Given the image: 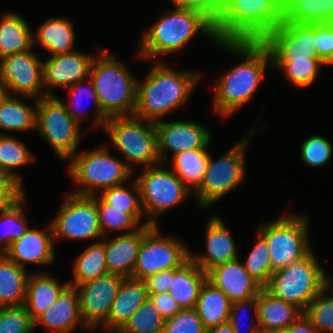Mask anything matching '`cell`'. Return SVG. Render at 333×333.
Segmentation results:
<instances>
[{
    "label": "cell",
    "instance_id": "obj_1",
    "mask_svg": "<svg viewBox=\"0 0 333 333\" xmlns=\"http://www.w3.org/2000/svg\"><path fill=\"white\" fill-rule=\"evenodd\" d=\"M215 45L243 60L225 71L214 83L213 111L227 118L252 99L266 69L272 68V59L261 41L219 40Z\"/></svg>",
    "mask_w": 333,
    "mask_h": 333
},
{
    "label": "cell",
    "instance_id": "obj_2",
    "mask_svg": "<svg viewBox=\"0 0 333 333\" xmlns=\"http://www.w3.org/2000/svg\"><path fill=\"white\" fill-rule=\"evenodd\" d=\"M198 33L212 44L219 41L214 28V15L199 8L173 7L147 27L136 56L163 61L158 57L180 52Z\"/></svg>",
    "mask_w": 333,
    "mask_h": 333
},
{
    "label": "cell",
    "instance_id": "obj_3",
    "mask_svg": "<svg viewBox=\"0 0 333 333\" xmlns=\"http://www.w3.org/2000/svg\"><path fill=\"white\" fill-rule=\"evenodd\" d=\"M151 67L145 79L138 80L133 116L156 122L188 101L203 74L176 70L165 61H153Z\"/></svg>",
    "mask_w": 333,
    "mask_h": 333
},
{
    "label": "cell",
    "instance_id": "obj_4",
    "mask_svg": "<svg viewBox=\"0 0 333 333\" xmlns=\"http://www.w3.org/2000/svg\"><path fill=\"white\" fill-rule=\"evenodd\" d=\"M283 22L279 0H217L216 36L222 41H262Z\"/></svg>",
    "mask_w": 333,
    "mask_h": 333
},
{
    "label": "cell",
    "instance_id": "obj_5",
    "mask_svg": "<svg viewBox=\"0 0 333 333\" xmlns=\"http://www.w3.org/2000/svg\"><path fill=\"white\" fill-rule=\"evenodd\" d=\"M98 51L89 77L93 81L102 112L108 118L133 116L138 79L115 55L109 54L107 50Z\"/></svg>",
    "mask_w": 333,
    "mask_h": 333
},
{
    "label": "cell",
    "instance_id": "obj_6",
    "mask_svg": "<svg viewBox=\"0 0 333 333\" xmlns=\"http://www.w3.org/2000/svg\"><path fill=\"white\" fill-rule=\"evenodd\" d=\"M107 144L78 151L67 161L68 175L78 185L75 195L95 196L103 190L130 181L134 174L122 159L115 158Z\"/></svg>",
    "mask_w": 333,
    "mask_h": 333
},
{
    "label": "cell",
    "instance_id": "obj_7",
    "mask_svg": "<svg viewBox=\"0 0 333 333\" xmlns=\"http://www.w3.org/2000/svg\"><path fill=\"white\" fill-rule=\"evenodd\" d=\"M110 145L124 157L125 164L134 173L135 168L161 164L155 122L135 116L110 117L103 128Z\"/></svg>",
    "mask_w": 333,
    "mask_h": 333
},
{
    "label": "cell",
    "instance_id": "obj_8",
    "mask_svg": "<svg viewBox=\"0 0 333 333\" xmlns=\"http://www.w3.org/2000/svg\"><path fill=\"white\" fill-rule=\"evenodd\" d=\"M328 283V274L312 249L302 259L274 271L264 288L274 297L304 311Z\"/></svg>",
    "mask_w": 333,
    "mask_h": 333
},
{
    "label": "cell",
    "instance_id": "obj_9",
    "mask_svg": "<svg viewBox=\"0 0 333 333\" xmlns=\"http://www.w3.org/2000/svg\"><path fill=\"white\" fill-rule=\"evenodd\" d=\"M258 129L254 128L223 153L218 159L211 154L203 180L193 192V197L200 208H209L225 197L227 193L245 183V156L249 141Z\"/></svg>",
    "mask_w": 333,
    "mask_h": 333
},
{
    "label": "cell",
    "instance_id": "obj_10",
    "mask_svg": "<svg viewBox=\"0 0 333 333\" xmlns=\"http://www.w3.org/2000/svg\"><path fill=\"white\" fill-rule=\"evenodd\" d=\"M266 240L273 272L305 257L311 250L309 216L284 214L257 227Z\"/></svg>",
    "mask_w": 333,
    "mask_h": 333
},
{
    "label": "cell",
    "instance_id": "obj_11",
    "mask_svg": "<svg viewBox=\"0 0 333 333\" xmlns=\"http://www.w3.org/2000/svg\"><path fill=\"white\" fill-rule=\"evenodd\" d=\"M164 164L143 168L135 180L146 223L158 226L157 216L181 205L193 192Z\"/></svg>",
    "mask_w": 333,
    "mask_h": 333
},
{
    "label": "cell",
    "instance_id": "obj_12",
    "mask_svg": "<svg viewBox=\"0 0 333 333\" xmlns=\"http://www.w3.org/2000/svg\"><path fill=\"white\" fill-rule=\"evenodd\" d=\"M80 127L58 96L37 99L36 131L50 144L58 159L67 162L77 152L81 137L87 133V130L80 133Z\"/></svg>",
    "mask_w": 333,
    "mask_h": 333
},
{
    "label": "cell",
    "instance_id": "obj_13",
    "mask_svg": "<svg viewBox=\"0 0 333 333\" xmlns=\"http://www.w3.org/2000/svg\"><path fill=\"white\" fill-rule=\"evenodd\" d=\"M56 213L51 221L54 243L58 239L95 242L103 239L97 211V195L79 196L67 193Z\"/></svg>",
    "mask_w": 333,
    "mask_h": 333
},
{
    "label": "cell",
    "instance_id": "obj_14",
    "mask_svg": "<svg viewBox=\"0 0 333 333\" xmlns=\"http://www.w3.org/2000/svg\"><path fill=\"white\" fill-rule=\"evenodd\" d=\"M153 226L143 237L132 278L144 280L164 270L180 268L190 259V249L175 236H160Z\"/></svg>",
    "mask_w": 333,
    "mask_h": 333
},
{
    "label": "cell",
    "instance_id": "obj_15",
    "mask_svg": "<svg viewBox=\"0 0 333 333\" xmlns=\"http://www.w3.org/2000/svg\"><path fill=\"white\" fill-rule=\"evenodd\" d=\"M0 81L9 95H21L29 99L45 96L43 61L33 48L0 59Z\"/></svg>",
    "mask_w": 333,
    "mask_h": 333
},
{
    "label": "cell",
    "instance_id": "obj_16",
    "mask_svg": "<svg viewBox=\"0 0 333 333\" xmlns=\"http://www.w3.org/2000/svg\"><path fill=\"white\" fill-rule=\"evenodd\" d=\"M272 60H308L318 58L315 24L283 21L262 41Z\"/></svg>",
    "mask_w": 333,
    "mask_h": 333
},
{
    "label": "cell",
    "instance_id": "obj_17",
    "mask_svg": "<svg viewBox=\"0 0 333 333\" xmlns=\"http://www.w3.org/2000/svg\"><path fill=\"white\" fill-rule=\"evenodd\" d=\"M125 277L107 273L76 286L81 317L88 328H100L109 317Z\"/></svg>",
    "mask_w": 333,
    "mask_h": 333
},
{
    "label": "cell",
    "instance_id": "obj_18",
    "mask_svg": "<svg viewBox=\"0 0 333 333\" xmlns=\"http://www.w3.org/2000/svg\"><path fill=\"white\" fill-rule=\"evenodd\" d=\"M158 136V153L162 164L170 159L168 152H172V157L176 154L194 150L208 149L212 141V132L200 122L195 121H163L155 122Z\"/></svg>",
    "mask_w": 333,
    "mask_h": 333
},
{
    "label": "cell",
    "instance_id": "obj_19",
    "mask_svg": "<svg viewBox=\"0 0 333 333\" xmlns=\"http://www.w3.org/2000/svg\"><path fill=\"white\" fill-rule=\"evenodd\" d=\"M94 58V54L74 50L43 61L45 96H55L52 92L54 88L67 89L79 81L87 80Z\"/></svg>",
    "mask_w": 333,
    "mask_h": 333
},
{
    "label": "cell",
    "instance_id": "obj_20",
    "mask_svg": "<svg viewBox=\"0 0 333 333\" xmlns=\"http://www.w3.org/2000/svg\"><path fill=\"white\" fill-rule=\"evenodd\" d=\"M205 236L206 252L197 255L190 250V259L206 274L218 265L239 259L234 237L221 216L211 215Z\"/></svg>",
    "mask_w": 333,
    "mask_h": 333
},
{
    "label": "cell",
    "instance_id": "obj_21",
    "mask_svg": "<svg viewBox=\"0 0 333 333\" xmlns=\"http://www.w3.org/2000/svg\"><path fill=\"white\" fill-rule=\"evenodd\" d=\"M55 243L51 222L45 229L30 227L28 231L10 245L4 254L18 266L26 264L51 265L55 261Z\"/></svg>",
    "mask_w": 333,
    "mask_h": 333
},
{
    "label": "cell",
    "instance_id": "obj_22",
    "mask_svg": "<svg viewBox=\"0 0 333 333\" xmlns=\"http://www.w3.org/2000/svg\"><path fill=\"white\" fill-rule=\"evenodd\" d=\"M80 325L88 331L96 328H88L81 317L77 289L68 285L59 295L56 302L34 320V329L43 326L45 331L51 333H71Z\"/></svg>",
    "mask_w": 333,
    "mask_h": 333
},
{
    "label": "cell",
    "instance_id": "obj_23",
    "mask_svg": "<svg viewBox=\"0 0 333 333\" xmlns=\"http://www.w3.org/2000/svg\"><path fill=\"white\" fill-rule=\"evenodd\" d=\"M207 279L231 302L255 297L263 288L239 259L214 267L207 273Z\"/></svg>",
    "mask_w": 333,
    "mask_h": 333
},
{
    "label": "cell",
    "instance_id": "obj_24",
    "mask_svg": "<svg viewBox=\"0 0 333 333\" xmlns=\"http://www.w3.org/2000/svg\"><path fill=\"white\" fill-rule=\"evenodd\" d=\"M152 227V225L141 226L135 232L118 234L109 240L104 237L108 273L125 278L132 277L142 239Z\"/></svg>",
    "mask_w": 333,
    "mask_h": 333
},
{
    "label": "cell",
    "instance_id": "obj_25",
    "mask_svg": "<svg viewBox=\"0 0 333 333\" xmlns=\"http://www.w3.org/2000/svg\"><path fill=\"white\" fill-rule=\"evenodd\" d=\"M148 298L144 280L124 278L113 301L108 320L100 328L103 331H119Z\"/></svg>",
    "mask_w": 333,
    "mask_h": 333
},
{
    "label": "cell",
    "instance_id": "obj_26",
    "mask_svg": "<svg viewBox=\"0 0 333 333\" xmlns=\"http://www.w3.org/2000/svg\"><path fill=\"white\" fill-rule=\"evenodd\" d=\"M303 311L296 305L274 297L265 288L257 295V318L260 331L280 333L295 322Z\"/></svg>",
    "mask_w": 333,
    "mask_h": 333
},
{
    "label": "cell",
    "instance_id": "obj_27",
    "mask_svg": "<svg viewBox=\"0 0 333 333\" xmlns=\"http://www.w3.org/2000/svg\"><path fill=\"white\" fill-rule=\"evenodd\" d=\"M69 282L60 283L52 274H30L27 281L25 308L33 320L48 310Z\"/></svg>",
    "mask_w": 333,
    "mask_h": 333
},
{
    "label": "cell",
    "instance_id": "obj_28",
    "mask_svg": "<svg viewBox=\"0 0 333 333\" xmlns=\"http://www.w3.org/2000/svg\"><path fill=\"white\" fill-rule=\"evenodd\" d=\"M33 32V46H41L49 56L74 51V24L68 17H50Z\"/></svg>",
    "mask_w": 333,
    "mask_h": 333
},
{
    "label": "cell",
    "instance_id": "obj_29",
    "mask_svg": "<svg viewBox=\"0 0 333 333\" xmlns=\"http://www.w3.org/2000/svg\"><path fill=\"white\" fill-rule=\"evenodd\" d=\"M206 279L207 274L189 259L180 268L173 269V278L168 292L181 309H194Z\"/></svg>",
    "mask_w": 333,
    "mask_h": 333
},
{
    "label": "cell",
    "instance_id": "obj_30",
    "mask_svg": "<svg viewBox=\"0 0 333 333\" xmlns=\"http://www.w3.org/2000/svg\"><path fill=\"white\" fill-rule=\"evenodd\" d=\"M33 48V31L16 12H7L0 20V59Z\"/></svg>",
    "mask_w": 333,
    "mask_h": 333
},
{
    "label": "cell",
    "instance_id": "obj_31",
    "mask_svg": "<svg viewBox=\"0 0 333 333\" xmlns=\"http://www.w3.org/2000/svg\"><path fill=\"white\" fill-rule=\"evenodd\" d=\"M29 275L4 253L0 254V308L23 306Z\"/></svg>",
    "mask_w": 333,
    "mask_h": 333
},
{
    "label": "cell",
    "instance_id": "obj_32",
    "mask_svg": "<svg viewBox=\"0 0 333 333\" xmlns=\"http://www.w3.org/2000/svg\"><path fill=\"white\" fill-rule=\"evenodd\" d=\"M231 301L208 279L203 283L195 309L205 329L229 322Z\"/></svg>",
    "mask_w": 333,
    "mask_h": 333
},
{
    "label": "cell",
    "instance_id": "obj_33",
    "mask_svg": "<svg viewBox=\"0 0 333 333\" xmlns=\"http://www.w3.org/2000/svg\"><path fill=\"white\" fill-rule=\"evenodd\" d=\"M33 106L28 105L21 100V96L9 95L0 103V135L8 131L11 132H27L36 130V107L37 99H34Z\"/></svg>",
    "mask_w": 333,
    "mask_h": 333
},
{
    "label": "cell",
    "instance_id": "obj_34",
    "mask_svg": "<svg viewBox=\"0 0 333 333\" xmlns=\"http://www.w3.org/2000/svg\"><path fill=\"white\" fill-rule=\"evenodd\" d=\"M283 21L298 24L333 23V0H287Z\"/></svg>",
    "mask_w": 333,
    "mask_h": 333
},
{
    "label": "cell",
    "instance_id": "obj_35",
    "mask_svg": "<svg viewBox=\"0 0 333 333\" xmlns=\"http://www.w3.org/2000/svg\"><path fill=\"white\" fill-rule=\"evenodd\" d=\"M208 149L183 151L172 157V171L194 192L203 180L209 161Z\"/></svg>",
    "mask_w": 333,
    "mask_h": 333
},
{
    "label": "cell",
    "instance_id": "obj_36",
    "mask_svg": "<svg viewBox=\"0 0 333 333\" xmlns=\"http://www.w3.org/2000/svg\"><path fill=\"white\" fill-rule=\"evenodd\" d=\"M26 194L19 200L6 203L0 208V254H3L12 244L19 240L30 228L24 207Z\"/></svg>",
    "mask_w": 333,
    "mask_h": 333
},
{
    "label": "cell",
    "instance_id": "obj_37",
    "mask_svg": "<svg viewBox=\"0 0 333 333\" xmlns=\"http://www.w3.org/2000/svg\"><path fill=\"white\" fill-rule=\"evenodd\" d=\"M73 267L71 286H78L108 273L105 259V240L94 242L77 256Z\"/></svg>",
    "mask_w": 333,
    "mask_h": 333
},
{
    "label": "cell",
    "instance_id": "obj_38",
    "mask_svg": "<svg viewBox=\"0 0 333 333\" xmlns=\"http://www.w3.org/2000/svg\"><path fill=\"white\" fill-rule=\"evenodd\" d=\"M87 82L88 84L83 85V82ZM69 90L68 94H70V97L68 98L67 102H63L66 106L67 112L72 117L73 120H75L79 125L83 122L85 119V111H82V100L83 97L91 98L93 104L95 105V113L93 114V123L94 127H101L104 128V125L106 121L109 119L101 109V106L98 101V97L94 88L93 81L90 79V77L87 80H82L77 82L76 84H73L67 88ZM82 109V110H81Z\"/></svg>",
    "mask_w": 333,
    "mask_h": 333
},
{
    "label": "cell",
    "instance_id": "obj_39",
    "mask_svg": "<svg viewBox=\"0 0 333 333\" xmlns=\"http://www.w3.org/2000/svg\"><path fill=\"white\" fill-rule=\"evenodd\" d=\"M129 186V187H128ZM111 187L103 190L98 196L108 205L117 209H126V213L130 214L141 226L149 225L144 221L141 223L142 218L145 217L138 184L135 178L128 183Z\"/></svg>",
    "mask_w": 333,
    "mask_h": 333
},
{
    "label": "cell",
    "instance_id": "obj_40",
    "mask_svg": "<svg viewBox=\"0 0 333 333\" xmlns=\"http://www.w3.org/2000/svg\"><path fill=\"white\" fill-rule=\"evenodd\" d=\"M326 65L319 58L308 60H272L273 69H282L287 81L298 88H307L319 76L320 69Z\"/></svg>",
    "mask_w": 333,
    "mask_h": 333
},
{
    "label": "cell",
    "instance_id": "obj_41",
    "mask_svg": "<svg viewBox=\"0 0 333 333\" xmlns=\"http://www.w3.org/2000/svg\"><path fill=\"white\" fill-rule=\"evenodd\" d=\"M35 160L36 158L23 141L13 135H0V167L6 169L21 184V177L15 169L26 166Z\"/></svg>",
    "mask_w": 333,
    "mask_h": 333
},
{
    "label": "cell",
    "instance_id": "obj_42",
    "mask_svg": "<svg viewBox=\"0 0 333 333\" xmlns=\"http://www.w3.org/2000/svg\"><path fill=\"white\" fill-rule=\"evenodd\" d=\"M97 211L103 238L107 237L111 231H119L122 235L135 232L141 227L130 214L126 213V209L114 208L106 204L98 195Z\"/></svg>",
    "mask_w": 333,
    "mask_h": 333
},
{
    "label": "cell",
    "instance_id": "obj_43",
    "mask_svg": "<svg viewBox=\"0 0 333 333\" xmlns=\"http://www.w3.org/2000/svg\"><path fill=\"white\" fill-rule=\"evenodd\" d=\"M331 289V290H330ZM333 287L328 283L303 311L319 333H333ZM332 291V295L328 292Z\"/></svg>",
    "mask_w": 333,
    "mask_h": 333
},
{
    "label": "cell",
    "instance_id": "obj_44",
    "mask_svg": "<svg viewBox=\"0 0 333 333\" xmlns=\"http://www.w3.org/2000/svg\"><path fill=\"white\" fill-rule=\"evenodd\" d=\"M165 319L148 298L119 330L120 333H162Z\"/></svg>",
    "mask_w": 333,
    "mask_h": 333
},
{
    "label": "cell",
    "instance_id": "obj_45",
    "mask_svg": "<svg viewBox=\"0 0 333 333\" xmlns=\"http://www.w3.org/2000/svg\"><path fill=\"white\" fill-rule=\"evenodd\" d=\"M256 234V244L243 263L249 274L264 288L269 283L273 268L268 244L258 232Z\"/></svg>",
    "mask_w": 333,
    "mask_h": 333
},
{
    "label": "cell",
    "instance_id": "obj_46",
    "mask_svg": "<svg viewBox=\"0 0 333 333\" xmlns=\"http://www.w3.org/2000/svg\"><path fill=\"white\" fill-rule=\"evenodd\" d=\"M301 158L308 166L323 167L333 155V145L325 137L312 135L305 139L301 146Z\"/></svg>",
    "mask_w": 333,
    "mask_h": 333
},
{
    "label": "cell",
    "instance_id": "obj_47",
    "mask_svg": "<svg viewBox=\"0 0 333 333\" xmlns=\"http://www.w3.org/2000/svg\"><path fill=\"white\" fill-rule=\"evenodd\" d=\"M34 320L25 306L0 308V333H34Z\"/></svg>",
    "mask_w": 333,
    "mask_h": 333
},
{
    "label": "cell",
    "instance_id": "obj_48",
    "mask_svg": "<svg viewBox=\"0 0 333 333\" xmlns=\"http://www.w3.org/2000/svg\"><path fill=\"white\" fill-rule=\"evenodd\" d=\"M206 329L197 310L181 309L172 318L166 319L162 333H205Z\"/></svg>",
    "mask_w": 333,
    "mask_h": 333
},
{
    "label": "cell",
    "instance_id": "obj_49",
    "mask_svg": "<svg viewBox=\"0 0 333 333\" xmlns=\"http://www.w3.org/2000/svg\"><path fill=\"white\" fill-rule=\"evenodd\" d=\"M245 307L249 310V312L251 311L250 314L252 316L249 315L252 317L251 322H256H254V324L252 323L251 326L248 327V330L246 329V331L243 330L242 332L240 326V312H242ZM228 323L233 327L236 333H258L260 331V328L257 318V296L245 300L232 302Z\"/></svg>",
    "mask_w": 333,
    "mask_h": 333
},
{
    "label": "cell",
    "instance_id": "obj_50",
    "mask_svg": "<svg viewBox=\"0 0 333 333\" xmlns=\"http://www.w3.org/2000/svg\"><path fill=\"white\" fill-rule=\"evenodd\" d=\"M315 43L318 58L333 66V23L315 24Z\"/></svg>",
    "mask_w": 333,
    "mask_h": 333
},
{
    "label": "cell",
    "instance_id": "obj_51",
    "mask_svg": "<svg viewBox=\"0 0 333 333\" xmlns=\"http://www.w3.org/2000/svg\"><path fill=\"white\" fill-rule=\"evenodd\" d=\"M26 192L24 186L6 169L0 167V197L6 202L19 200Z\"/></svg>",
    "mask_w": 333,
    "mask_h": 333
},
{
    "label": "cell",
    "instance_id": "obj_52",
    "mask_svg": "<svg viewBox=\"0 0 333 333\" xmlns=\"http://www.w3.org/2000/svg\"><path fill=\"white\" fill-rule=\"evenodd\" d=\"M149 298L165 320L172 318L181 310V307L169 292L149 294Z\"/></svg>",
    "mask_w": 333,
    "mask_h": 333
},
{
    "label": "cell",
    "instance_id": "obj_53",
    "mask_svg": "<svg viewBox=\"0 0 333 333\" xmlns=\"http://www.w3.org/2000/svg\"><path fill=\"white\" fill-rule=\"evenodd\" d=\"M173 278V270H164L151 275L144 279L148 294H157L168 292L171 279Z\"/></svg>",
    "mask_w": 333,
    "mask_h": 333
},
{
    "label": "cell",
    "instance_id": "obj_54",
    "mask_svg": "<svg viewBox=\"0 0 333 333\" xmlns=\"http://www.w3.org/2000/svg\"><path fill=\"white\" fill-rule=\"evenodd\" d=\"M173 7L199 8L210 11L214 16L217 12V0H170Z\"/></svg>",
    "mask_w": 333,
    "mask_h": 333
},
{
    "label": "cell",
    "instance_id": "obj_55",
    "mask_svg": "<svg viewBox=\"0 0 333 333\" xmlns=\"http://www.w3.org/2000/svg\"><path fill=\"white\" fill-rule=\"evenodd\" d=\"M280 333H319V331L304 314H302L295 322Z\"/></svg>",
    "mask_w": 333,
    "mask_h": 333
},
{
    "label": "cell",
    "instance_id": "obj_56",
    "mask_svg": "<svg viewBox=\"0 0 333 333\" xmlns=\"http://www.w3.org/2000/svg\"><path fill=\"white\" fill-rule=\"evenodd\" d=\"M205 333H236L233 327L229 324L218 325L213 328H209Z\"/></svg>",
    "mask_w": 333,
    "mask_h": 333
},
{
    "label": "cell",
    "instance_id": "obj_57",
    "mask_svg": "<svg viewBox=\"0 0 333 333\" xmlns=\"http://www.w3.org/2000/svg\"><path fill=\"white\" fill-rule=\"evenodd\" d=\"M7 89L6 87L3 85V83L0 81V103L2 102V100L6 97L7 95Z\"/></svg>",
    "mask_w": 333,
    "mask_h": 333
},
{
    "label": "cell",
    "instance_id": "obj_58",
    "mask_svg": "<svg viewBox=\"0 0 333 333\" xmlns=\"http://www.w3.org/2000/svg\"><path fill=\"white\" fill-rule=\"evenodd\" d=\"M6 202L0 197V208H2Z\"/></svg>",
    "mask_w": 333,
    "mask_h": 333
},
{
    "label": "cell",
    "instance_id": "obj_59",
    "mask_svg": "<svg viewBox=\"0 0 333 333\" xmlns=\"http://www.w3.org/2000/svg\"><path fill=\"white\" fill-rule=\"evenodd\" d=\"M107 333H120L119 331H115V330H107Z\"/></svg>",
    "mask_w": 333,
    "mask_h": 333
},
{
    "label": "cell",
    "instance_id": "obj_60",
    "mask_svg": "<svg viewBox=\"0 0 333 333\" xmlns=\"http://www.w3.org/2000/svg\"><path fill=\"white\" fill-rule=\"evenodd\" d=\"M329 284L333 287V280L329 277Z\"/></svg>",
    "mask_w": 333,
    "mask_h": 333
},
{
    "label": "cell",
    "instance_id": "obj_61",
    "mask_svg": "<svg viewBox=\"0 0 333 333\" xmlns=\"http://www.w3.org/2000/svg\"><path fill=\"white\" fill-rule=\"evenodd\" d=\"M283 5L287 2V0H279Z\"/></svg>",
    "mask_w": 333,
    "mask_h": 333
}]
</instances>
